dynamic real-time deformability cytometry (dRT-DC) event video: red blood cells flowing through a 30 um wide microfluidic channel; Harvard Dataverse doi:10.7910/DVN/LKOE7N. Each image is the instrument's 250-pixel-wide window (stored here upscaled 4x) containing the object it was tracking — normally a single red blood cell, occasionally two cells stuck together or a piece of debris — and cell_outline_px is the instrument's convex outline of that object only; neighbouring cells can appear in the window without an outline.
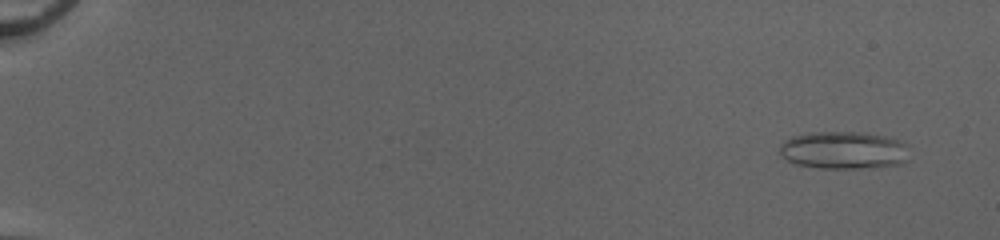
{"species": "common noctule bat (a hibernating species)", "species_latin": "Nyctalus noctula", "temperature_condition": "cold", "stored_images_in_passage": 53, "camera_frame_rate_fps": 3000, "um_per_image_px": 0.085, "animal": {"sex": "female", "body_mass_g": 20.0, "forearm_length_mm": 54.0}, "frame": {"image": 1, "passage_image": 4, "time_ms": 1.0, "image_size_px": [1000, 240], "cell_outline_px": [[908, 160], [900, 164], [872, 168], [820, 168], [796, 164], [788, 160], [780, 152], [780, 148], [784, 140], [792, 136], [820, 132], [852, 132], [880, 136], [896, 140], [904, 144]], "centroid_in_image_um": [71.69, 12.79], "position_along_channel_um": 13.3, "area_um2": 27.8}}
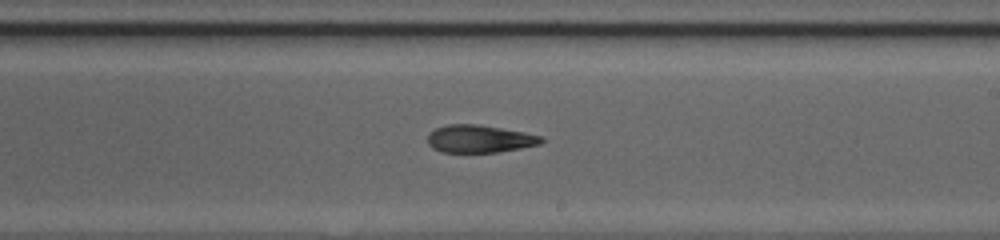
{"frame": {"image": 2, "passage_image": 34, "time_ms": 11.0, "image_size_px": [1000, 240], "cell_outline_px": [[544, 140], [540, 144], [520, 148], [496, 152], [440, 152], [432, 148], [428, 144], [428, 136], [436, 128], [448, 124], [476, 124], [524, 132], [544, 136]], "centroid_in_image_um": [40.77, 11.8], "position_along_channel_um": 248.2, "area_um2": 18.21}}
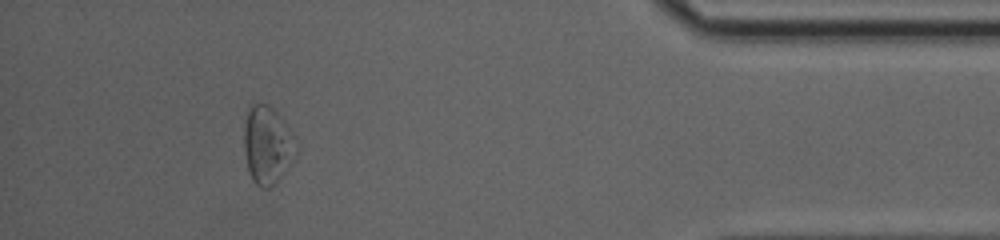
{"frame": {"image": 3, "passage_image": 49, "time_ms": 16.0, "image_size_px": [1000, 240], "cell_outline_px": [[288, 148], [284, 172], [276, 184], [268, 188], [260, 188], [252, 180], [248, 168], [244, 148], [244, 128], [248, 112], [252, 104], [264, 104], [276, 112]], "centroid_in_image_um": [22.49, 12.41], "position_along_channel_um": 412.7, "area_um2": 20.52}, "authors_computed_cell_mechanics": {"area_um2": 20.3456, "velocity_mm_per_s": 4.1259, "shape_relaxation_time_tau1_ms": null, "shape_relaxation_time_tau2_ms": 7.9557, "deformation_change_tau1": null, "deformation_change_tau2": 0.213}}